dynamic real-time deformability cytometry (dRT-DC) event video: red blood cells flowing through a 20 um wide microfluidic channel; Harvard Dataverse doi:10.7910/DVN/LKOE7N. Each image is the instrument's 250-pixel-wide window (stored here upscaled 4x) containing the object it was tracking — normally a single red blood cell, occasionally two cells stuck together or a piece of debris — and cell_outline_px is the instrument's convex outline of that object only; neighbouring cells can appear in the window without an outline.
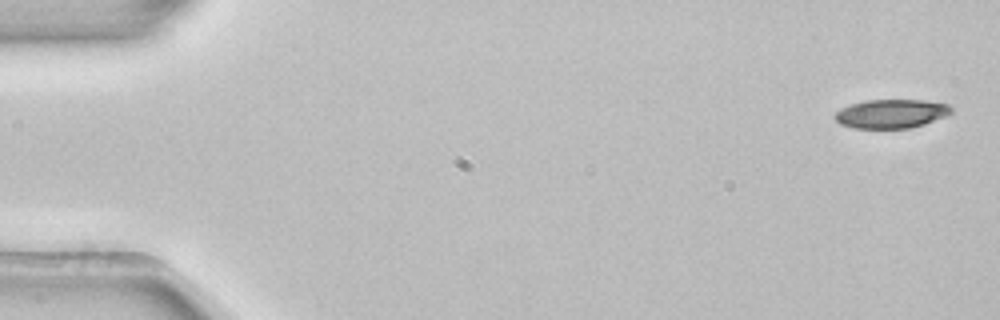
{"species": "common noctule bat (a hibernating species)", "species_latin": "Nyctalus noctula", "temperature_condition": "room temperature", "stored_images_in_passage": 6, "camera_frame_rate_fps": 3000, "um_per_image_px": 0.085, "animal": {"sex": "female", "body_mass_g": 22.7, "forearm_length_mm": 54.2}, "frame": {"image": 1, "passage_image": 1, "time_ms": 0.0, "image_size_px": [1000, 320], "cell_outline_px": [[952, 112], [944, 116], [924, 124], [912, 128], [852, 128], [840, 124], [832, 116], [840, 108], [864, 100], [924, 100], [948, 104], [952, 108]], "centroid_in_image_um": [75.72, 9.66], "position_along_channel_um": 9.3, "area_um2": 19.59}}
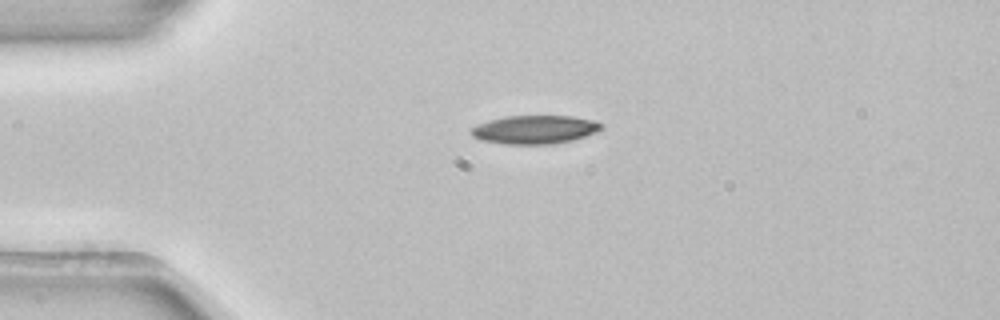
{"frame": {"image": 2, "passage_image": 4, "time_ms": 1.0, "image_size_px": [1000, 320], "cell_outline_px": [[604, 128], [596, 132], [572, 140], [552, 144], [508, 144], [480, 140], [472, 136], [468, 132], [472, 128], [488, 120], [504, 116], [572, 116], [596, 120], [604, 124]], "centroid_in_image_um": [45.48, 11.01], "position_along_channel_um": 39.5, "area_um2": 21.73}}